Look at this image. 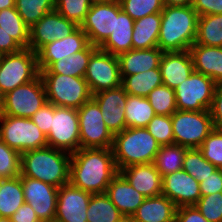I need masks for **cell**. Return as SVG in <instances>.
<instances>
[{
  "instance_id": "cell-1",
  "label": "cell",
  "mask_w": 222,
  "mask_h": 222,
  "mask_svg": "<svg viewBox=\"0 0 222 222\" xmlns=\"http://www.w3.org/2000/svg\"><path fill=\"white\" fill-rule=\"evenodd\" d=\"M118 172L112 148H80L71 154L69 182L91 194L105 193Z\"/></svg>"
},
{
  "instance_id": "cell-2",
  "label": "cell",
  "mask_w": 222,
  "mask_h": 222,
  "mask_svg": "<svg viewBox=\"0 0 222 222\" xmlns=\"http://www.w3.org/2000/svg\"><path fill=\"white\" fill-rule=\"evenodd\" d=\"M198 19L192 6H164L158 47L163 52L189 50L196 40Z\"/></svg>"
},
{
  "instance_id": "cell-3",
  "label": "cell",
  "mask_w": 222,
  "mask_h": 222,
  "mask_svg": "<svg viewBox=\"0 0 222 222\" xmlns=\"http://www.w3.org/2000/svg\"><path fill=\"white\" fill-rule=\"evenodd\" d=\"M68 154V156H67ZM71 154L43 147L21 154V177H31L57 188L69 183Z\"/></svg>"
},
{
  "instance_id": "cell-4",
  "label": "cell",
  "mask_w": 222,
  "mask_h": 222,
  "mask_svg": "<svg viewBox=\"0 0 222 222\" xmlns=\"http://www.w3.org/2000/svg\"><path fill=\"white\" fill-rule=\"evenodd\" d=\"M159 143L146 128H126L114 135L113 154L117 170L135 164L153 163Z\"/></svg>"
},
{
  "instance_id": "cell-5",
  "label": "cell",
  "mask_w": 222,
  "mask_h": 222,
  "mask_svg": "<svg viewBox=\"0 0 222 222\" xmlns=\"http://www.w3.org/2000/svg\"><path fill=\"white\" fill-rule=\"evenodd\" d=\"M40 76L44 83L47 102L55 106L79 109L92 98L85 78L62 74Z\"/></svg>"
},
{
  "instance_id": "cell-6",
  "label": "cell",
  "mask_w": 222,
  "mask_h": 222,
  "mask_svg": "<svg viewBox=\"0 0 222 222\" xmlns=\"http://www.w3.org/2000/svg\"><path fill=\"white\" fill-rule=\"evenodd\" d=\"M39 75L37 53L30 48L0 55V90L3 95L35 80Z\"/></svg>"
},
{
  "instance_id": "cell-7",
  "label": "cell",
  "mask_w": 222,
  "mask_h": 222,
  "mask_svg": "<svg viewBox=\"0 0 222 222\" xmlns=\"http://www.w3.org/2000/svg\"><path fill=\"white\" fill-rule=\"evenodd\" d=\"M174 144L188 149L199 148L214 129L209 110H177L171 115Z\"/></svg>"
},
{
  "instance_id": "cell-8",
  "label": "cell",
  "mask_w": 222,
  "mask_h": 222,
  "mask_svg": "<svg viewBox=\"0 0 222 222\" xmlns=\"http://www.w3.org/2000/svg\"><path fill=\"white\" fill-rule=\"evenodd\" d=\"M0 139L21 154L47 147V137L30 118L0 115Z\"/></svg>"
},
{
  "instance_id": "cell-9",
  "label": "cell",
  "mask_w": 222,
  "mask_h": 222,
  "mask_svg": "<svg viewBox=\"0 0 222 222\" xmlns=\"http://www.w3.org/2000/svg\"><path fill=\"white\" fill-rule=\"evenodd\" d=\"M46 102L44 83L39 75L35 80L18 86L4 95L0 115L30 118Z\"/></svg>"
},
{
  "instance_id": "cell-10",
  "label": "cell",
  "mask_w": 222,
  "mask_h": 222,
  "mask_svg": "<svg viewBox=\"0 0 222 222\" xmlns=\"http://www.w3.org/2000/svg\"><path fill=\"white\" fill-rule=\"evenodd\" d=\"M49 147L70 154L80 149V128L77 109L53 105L51 129L48 133Z\"/></svg>"
},
{
  "instance_id": "cell-11",
  "label": "cell",
  "mask_w": 222,
  "mask_h": 222,
  "mask_svg": "<svg viewBox=\"0 0 222 222\" xmlns=\"http://www.w3.org/2000/svg\"><path fill=\"white\" fill-rule=\"evenodd\" d=\"M77 112L80 148H112L114 135L106 127L98 104L91 98Z\"/></svg>"
},
{
  "instance_id": "cell-12",
  "label": "cell",
  "mask_w": 222,
  "mask_h": 222,
  "mask_svg": "<svg viewBox=\"0 0 222 222\" xmlns=\"http://www.w3.org/2000/svg\"><path fill=\"white\" fill-rule=\"evenodd\" d=\"M216 84L210 77L193 71L174 89L177 110H210Z\"/></svg>"
},
{
  "instance_id": "cell-13",
  "label": "cell",
  "mask_w": 222,
  "mask_h": 222,
  "mask_svg": "<svg viewBox=\"0 0 222 222\" xmlns=\"http://www.w3.org/2000/svg\"><path fill=\"white\" fill-rule=\"evenodd\" d=\"M84 78L92 95L121 86L118 57L98 48L89 59Z\"/></svg>"
},
{
  "instance_id": "cell-14",
  "label": "cell",
  "mask_w": 222,
  "mask_h": 222,
  "mask_svg": "<svg viewBox=\"0 0 222 222\" xmlns=\"http://www.w3.org/2000/svg\"><path fill=\"white\" fill-rule=\"evenodd\" d=\"M78 27L75 22L67 20L56 10L50 11L29 29L28 48L37 53L44 45L66 38Z\"/></svg>"
},
{
  "instance_id": "cell-15",
  "label": "cell",
  "mask_w": 222,
  "mask_h": 222,
  "mask_svg": "<svg viewBox=\"0 0 222 222\" xmlns=\"http://www.w3.org/2000/svg\"><path fill=\"white\" fill-rule=\"evenodd\" d=\"M22 189L25 203L34 209L38 219L54 222L58 188L31 177H22Z\"/></svg>"
},
{
  "instance_id": "cell-16",
  "label": "cell",
  "mask_w": 222,
  "mask_h": 222,
  "mask_svg": "<svg viewBox=\"0 0 222 222\" xmlns=\"http://www.w3.org/2000/svg\"><path fill=\"white\" fill-rule=\"evenodd\" d=\"M115 25L116 0L92 4L80 28L87 35L89 43L99 48L115 30Z\"/></svg>"
},
{
  "instance_id": "cell-17",
  "label": "cell",
  "mask_w": 222,
  "mask_h": 222,
  "mask_svg": "<svg viewBox=\"0 0 222 222\" xmlns=\"http://www.w3.org/2000/svg\"><path fill=\"white\" fill-rule=\"evenodd\" d=\"M91 195L70 182L59 187L54 222H87Z\"/></svg>"
},
{
  "instance_id": "cell-18",
  "label": "cell",
  "mask_w": 222,
  "mask_h": 222,
  "mask_svg": "<svg viewBox=\"0 0 222 222\" xmlns=\"http://www.w3.org/2000/svg\"><path fill=\"white\" fill-rule=\"evenodd\" d=\"M127 95L122 85L92 95V99L102 111L106 127L113 135L126 129L125 106Z\"/></svg>"
},
{
  "instance_id": "cell-19",
  "label": "cell",
  "mask_w": 222,
  "mask_h": 222,
  "mask_svg": "<svg viewBox=\"0 0 222 222\" xmlns=\"http://www.w3.org/2000/svg\"><path fill=\"white\" fill-rule=\"evenodd\" d=\"M162 195L176 207L194 206L201 198L200 183L183 169L162 176Z\"/></svg>"
},
{
  "instance_id": "cell-20",
  "label": "cell",
  "mask_w": 222,
  "mask_h": 222,
  "mask_svg": "<svg viewBox=\"0 0 222 222\" xmlns=\"http://www.w3.org/2000/svg\"><path fill=\"white\" fill-rule=\"evenodd\" d=\"M89 44L87 35L80 26L66 38L56 39L37 52L39 71L47 69L53 62L83 50Z\"/></svg>"
},
{
  "instance_id": "cell-21",
  "label": "cell",
  "mask_w": 222,
  "mask_h": 222,
  "mask_svg": "<svg viewBox=\"0 0 222 222\" xmlns=\"http://www.w3.org/2000/svg\"><path fill=\"white\" fill-rule=\"evenodd\" d=\"M119 173L146 198L162 195V176L153 163L131 165Z\"/></svg>"
},
{
  "instance_id": "cell-22",
  "label": "cell",
  "mask_w": 222,
  "mask_h": 222,
  "mask_svg": "<svg viewBox=\"0 0 222 222\" xmlns=\"http://www.w3.org/2000/svg\"><path fill=\"white\" fill-rule=\"evenodd\" d=\"M163 85L175 89L194 71L193 59L189 50L164 52L160 60Z\"/></svg>"
},
{
  "instance_id": "cell-23",
  "label": "cell",
  "mask_w": 222,
  "mask_h": 222,
  "mask_svg": "<svg viewBox=\"0 0 222 222\" xmlns=\"http://www.w3.org/2000/svg\"><path fill=\"white\" fill-rule=\"evenodd\" d=\"M105 194L123 216H132L146 198L134 189L119 172L111 180Z\"/></svg>"
},
{
  "instance_id": "cell-24",
  "label": "cell",
  "mask_w": 222,
  "mask_h": 222,
  "mask_svg": "<svg viewBox=\"0 0 222 222\" xmlns=\"http://www.w3.org/2000/svg\"><path fill=\"white\" fill-rule=\"evenodd\" d=\"M163 53L159 47H153L150 49H131L119 54L117 57L121 78L159 68Z\"/></svg>"
},
{
  "instance_id": "cell-25",
  "label": "cell",
  "mask_w": 222,
  "mask_h": 222,
  "mask_svg": "<svg viewBox=\"0 0 222 222\" xmlns=\"http://www.w3.org/2000/svg\"><path fill=\"white\" fill-rule=\"evenodd\" d=\"M133 27L134 20L122 10L119 0H116L115 30H113L99 49L116 56L130 51L132 49Z\"/></svg>"
},
{
  "instance_id": "cell-26",
  "label": "cell",
  "mask_w": 222,
  "mask_h": 222,
  "mask_svg": "<svg viewBox=\"0 0 222 222\" xmlns=\"http://www.w3.org/2000/svg\"><path fill=\"white\" fill-rule=\"evenodd\" d=\"M194 71L222 83V47L193 44L189 49Z\"/></svg>"
},
{
  "instance_id": "cell-27",
  "label": "cell",
  "mask_w": 222,
  "mask_h": 222,
  "mask_svg": "<svg viewBox=\"0 0 222 222\" xmlns=\"http://www.w3.org/2000/svg\"><path fill=\"white\" fill-rule=\"evenodd\" d=\"M176 205L166 196L145 198L132 215L135 222H175Z\"/></svg>"
},
{
  "instance_id": "cell-28",
  "label": "cell",
  "mask_w": 222,
  "mask_h": 222,
  "mask_svg": "<svg viewBox=\"0 0 222 222\" xmlns=\"http://www.w3.org/2000/svg\"><path fill=\"white\" fill-rule=\"evenodd\" d=\"M98 47L88 44L83 50L53 62L47 69L41 70L40 74H62L84 78L91 55Z\"/></svg>"
},
{
  "instance_id": "cell-29",
  "label": "cell",
  "mask_w": 222,
  "mask_h": 222,
  "mask_svg": "<svg viewBox=\"0 0 222 222\" xmlns=\"http://www.w3.org/2000/svg\"><path fill=\"white\" fill-rule=\"evenodd\" d=\"M161 12L147 15L134 21L132 49L158 47Z\"/></svg>"
},
{
  "instance_id": "cell-30",
  "label": "cell",
  "mask_w": 222,
  "mask_h": 222,
  "mask_svg": "<svg viewBox=\"0 0 222 222\" xmlns=\"http://www.w3.org/2000/svg\"><path fill=\"white\" fill-rule=\"evenodd\" d=\"M23 203L22 177L0 179V217L10 218Z\"/></svg>"
},
{
  "instance_id": "cell-31",
  "label": "cell",
  "mask_w": 222,
  "mask_h": 222,
  "mask_svg": "<svg viewBox=\"0 0 222 222\" xmlns=\"http://www.w3.org/2000/svg\"><path fill=\"white\" fill-rule=\"evenodd\" d=\"M163 85L160 68L140 72L122 79L125 92L133 96L147 97L156 87Z\"/></svg>"
},
{
  "instance_id": "cell-32",
  "label": "cell",
  "mask_w": 222,
  "mask_h": 222,
  "mask_svg": "<svg viewBox=\"0 0 222 222\" xmlns=\"http://www.w3.org/2000/svg\"><path fill=\"white\" fill-rule=\"evenodd\" d=\"M156 115L147 97L127 95L125 106L126 128H146Z\"/></svg>"
},
{
  "instance_id": "cell-33",
  "label": "cell",
  "mask_w": 222,
  "mask_h": 222,
  "mask_svg": "<svg viewBox=\"0 0 222 222\" xmlns=\"http://www.w3.org/2000/svg\"><path fill=\"white\" fill-rule=\"evenodd\" d=\"M194 44L222 47V14L199 16Z\"/></svg>"
},
{
  "instance_id": "cell-34",
  "label": "cell",
  "mask_w": 222,
  "mask_h": 222,
  "mask_svg": "<svg viewBox=\"0 0 222 222\" xmlns=\"http://www.w3.org/2000/svg\"><path fill=\"white\" fill-rule=\"evenodd\" d=\"M187 149L178 144L163 145L160 147L153 164L161 176L182 170Z\"/></svg>"
},
{
  "instance_id": "cell-35",
  "label": "cell",
  "mask_w": 222,
  "mask_h": 222,
  "mask_svg": "<svg viewBox=\"0 0 222 222\" xmlns=\"http://www.w3.org/2000/svg\"><path fill=\"white\" fill-rule=\"evenodd\" d=\"M122 216L105 193L91 195L87 209V222H116Z\"/></svg>"
},
{
  "instance_id": "cell-36",
  "label": "cell",
  "mask_w": 222,
  "mask_h": 222,
  "mask_svg": "<svg viewBox=\"0 0 222 222\" xmlns=\"http://www.w3.org/2000/svg\"><path fill=\"white\" fill-rule=\"evenodd\" d=\"M0 26L22 48L29 47V28L18 14L16 7L0 10Z\"/></svg>"
},
{
  "instance_id": "cell-37",
  "label": "cell",
  "mask_w": 222,
  "mask_h": 222,
  "mask_svg": "<svg viewBox=\"0 0 222 222\" xmlns=\"http://www.w3.org/2000/svg\"><path fill=\"white\" fill-rule=\"evenodd\" d=\"M15 7L30 29L46 13L55 10V0H15Z\"/></svg>"
},
{
  "instance_id": "cell-38",
  "label": "cell",
  "mask_w": 222,
  "mask_h": 222,
  "mask_svg": "<svg viewBox=\"0 0 222 222\" xmlns=\"http://www.w3.org/2000/svg\"><path fill=\"white\" fill-rule=\"evenodd\" d=\"M182 169L200 183L217 167L203 157L199 148H192L186 150Z\"/></svg>"
},
{
  "instance_id": "cell-39",
  "label": "cell",
  "mask_w": 222,
  "mask_h": 222,
  "mask_svg": "<svg viewBox=\"0 0 222 222\" xmlns=\"http://www.w3.org/2000/svg\"><path fill=\"white\" fill-rule=\"evenodd\" d=\"M156 115L171 116L177 111L174 89L161 85L154 88L147 96Z\"/></svg>"
},
{
  "instance_id": "cell-40",
  "label": "cell",
  "mask_w": 222,
  "mask_h": 222,
  "mask_svg": "<svg viewBox=\"0 0 222 222\" xmlns=\"http://www.w3.org/2000/svg\"><path fill=\"white\" fill-rule=\"evenodd\" d=\"M91 5L90 0H55V10L78 26L84 22Z\"/></svg>"
},
{
  "instance_id": "cell-41",
  "label": "cell",
  "mask_w": 222,
  "mask_h": 222,
  "mask_svg": "<svg viewBox=\"0 0 222 222\" xmlns=\"http://www.w3.org/2000/svg\"><path fill=\"white\" fill-rule=\"evenodd\" d=\"M21 175V153L0 139V179Z\"/></svg>"
},
{
  "instance_id": "cell-42",
  "label": "cell",
  "mask_w": 222,
  "mask_h": 222,
  "mask_svg": "<svg viewBox=\"0 0 222 222\" xmlns=\"http://www.w3.org/2000/svg\"><path fill=\"white\" fill-rule=\"evenodd\" d=\"M122 10L134 21L147 15L161 12L163 0H119Z\"/></svg>"
},
{
  "instance_id": "cell-43",
  "label": "cell",
  "mask_w": 222,
  "mask_h": 222,
  "mask_svg": "<svg viewBox=\"0 0 222 222\" xmlns=\"http://www.w3.org/2000/svg\"><path fill=\"white\" fill-rule=\"evenodd\" d=\"M146 129L160 146L174 144L171 116L155 115Z\"/></svg>"
},
{
  "instance_id": "cell-44",
  "label": "cell",
  "mask_w": 222,
  "mask_h": 222,
  "mask_svg": "<svg viewBox=\"0 0 222 222\" xmlns=\"http://www.w3.org/2000/svg\"><path fill=\"white\" fill-rule=\"evenodd\" d=\"M203 157L222 169V130L214 128L199 147Z\"/></svg>"
},
{
  "instance_id": "cell-45",
  "label": "cell",
  "mask_w": 222,
  "mask_h": 222,
  "mask_svg": "<svg viewBox=\"0 0 222 222\" xmlns=\"http://www.w3.org/2000/svg\"><path fill=\"white\" fill-rule=\"evenodd\" d=\"M209 222H222V192L201 198L194 205Z\"/></svg>"
},
{
  "instance_id": "cell-46",
  "label": "cell",
  "mask_w": 222,
  "mask_h": 222,
  "mask_svg": "<svg viewBox=\"0 0 222 222\" xmlns=\"http://www.w3.org/2000/svg\"><path fill=\"white\" fill-rule=\"evenodd\" d=\"M51 116L53 104L46 102L30 119L47 136L51 129Z\"/></svg>"
},
{
  "instance_id": "cell-47",
  "label": "cell",
  "mask_w": 222,
  "mask_h": 222,
  "mask_svg": "<svg viewBox=\"0 0 222 222\" xmlns=\"http://www.w3.org/2000/svg\"><path fill=\"white\" fill-rule=\"evenodd\" d=\"M201 196L222 192V169L217 168L200 182Z\"/></svg>"
},
{
  "instance_id": "cell-48",
  "label": "cell",
  "mask_w": 222,
  "mask_h": 222,
  "mask_svg": "<svg viewBox=\"0 0 222 222\" xmlns=\"http://www.w3.org/2000/svg\"><path fill=\"white\" fill-rule=\"evenodd\" d=\"M209 111L214 128L222 130V83L216 84Z\"/></svg>"
},
{
  "instance_id": "cell-49",
  "label": "cell",
  "mask_w": 222,
  "mask_h": 222,
  "mask_svg": "<svg viewBox=\"0 0 222 222\" xmlns=\"http://www.w3.org/2000/svg\"><path fill=\"white\" fill-rule=\"evenodd\" d=\"M192 8L199 16L222 14V0H193Z\"/></svg>"
},
{
  "instance_id": "cell-50",
  "label": "cell",
  "mask_w": 222,
  "mask_h": 222,
  "mask_svg": "<svg viewBox=\"0 0 222 222\" xmlns=\"http://www.w3.org/2000/svg\"><path fill=\"white\" fill-rule=\"evenodd\" d=\"M175 222H209L195 206H182L176 210Z\"/></svg>"
},
{
  "instance_id": "cell-51",
  "label": "cell",
  "mask_w": 222,
  "mask_h": 222,
  "mask_svg": "<svg viewBox=\"0 0 222 222\" xmlns=\"http://www.w3.org/2000/svg\"><path fill=\"white\" fill-rule=\"evenodd\" d=\"M10 220L12 222H41L28 203H23L10 217Z\"/></svg>"
},
{
  "instance_id": "cell-52",
  "label": "cell",
  "mask_w": 222,
  "mask_h": 222,
  "mask_svg": "<svg viewBox=\"0 0 222 222\" xmlns=\"http://www.w3.org/2000/svg\"><path fill=\"white\" fill-rule=\"evenodd\" d=\"M22 47L0 26V55L16 53Z\"/></svg>"
},
{
  "instance_id": "cell-53",
  "label": "cell",
  "mask_w": 222,
  "mask_h": 222,
  "mask_svg": "<svg viewBox=\"0 0 222 222\" xmlns=\"http://www.w3.org/2000/svg\"><path fill=\"white\" fill-rule=\"evenodd\" d=\"M164 6H192L193 0H163Z\"/></svg>"
},
{
  "instance_id": "cell-54",
  "label": "cell",
  "mask_w": 222,
  "mask_h": 222,
  "mask_svg": "<svg viewBox=\"0 0 222 222\" xmlns=\"http://www.w3.org/2000/svg\"><path fill=\"white\" fill-rule=\"evenodd\" d=\"M15 7V0H0V10Z\"/></svg>"
},
{
  "instance_id": "cell-55",
  "label": "cell",
  "mask_w": 222,
  "mask_h": 222,
  "mask_svg": "<svg viewBox=\"0 0 222 222\" xmlns=\"http://www.w3.org/2000/svg\"><path fill=\"white\" fill-rule=\"evenodd\" d=\"M116 222H135L134 218L132 216H122L118 221Z\"/></svg>"
},
{
  "instance_id": "cell-56",
  "label": "cell",
  "mask_w": 222,
  "mask_h": 222,
  "mask_svg": "<svg viewBox=\"0 0 222 222\" xmlns=\"http://www.w3.org/2000/svg\"><path fill=\"white\" fill-rule=\"evenodd\" d=\"M92 4L94 3H108V2H112L115 0H90Z\"/></svg>"
},
{
  "instance_id": "cell-57",
  "label": "cell",
  "mask_w": 222,
  "mask_h": 222,
  "mask_svg": "<svg viewBox=\"0 0 222 222\" xmlns=\"http://www.w3.org/2000/svg\"><path fill=\"white\" fill-rule=\"evenodd\" d=\"M3 101H4V95L2 94L0 90V114H1L2 106H3Z\"/></svg>"
},
{
  "instance_id": "cell-58",
  "label": "cell",
  "mask_w": 222,
  "mask_h": 222,
  "mask_svg": "<svg viewBox=\"0 0 222 222\" xmlns=\"http://www.w3.org/2000/svg\"><path fill=\"white\" fill-rule=\"evenodd\" d=\"M0 222H12L10 218L0 217Z\"/></svg>"
}]
</instances>
